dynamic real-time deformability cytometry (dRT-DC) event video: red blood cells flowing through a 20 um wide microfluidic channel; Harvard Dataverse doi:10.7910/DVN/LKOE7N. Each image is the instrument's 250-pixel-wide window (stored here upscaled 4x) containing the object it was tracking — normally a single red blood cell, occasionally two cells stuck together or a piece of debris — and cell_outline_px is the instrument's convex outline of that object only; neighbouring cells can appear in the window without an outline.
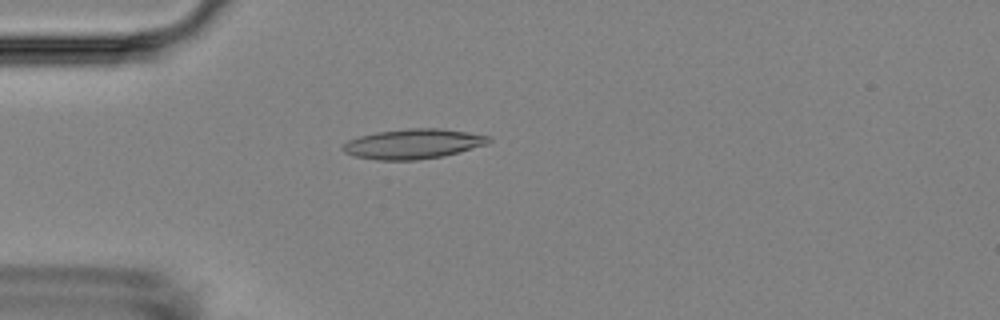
{"species": "Egyptian fruit bat (a non-hibernating species)", "species_latin": "Rousettus aegyptiacus", "temperature_condition": "room temperature", "stored_images_in_passage": 42, "camera_frame_rate_fps": 3000, "um_per_image_px": 0.085, "animal": {"sex": "female"}, "frame": {"image": 1, "passage_image": 2, "time_ms": 0.333, "image_size_px": [1000, 320], "cell_outline_px": [[492, 140], [488, 144], [460, 152], [444, 156], [416, 160], [380, 160], [356, 156], [344, 152], [340, 148], [348, 140], [360, 136], [376, 132], [408, 128], [440, 128], [468, 132], [488, 136]], "centroid_in_image_um": [35.14, 12.23], "position_along_channel_um": 49.9, "area_um2": 25.43}}
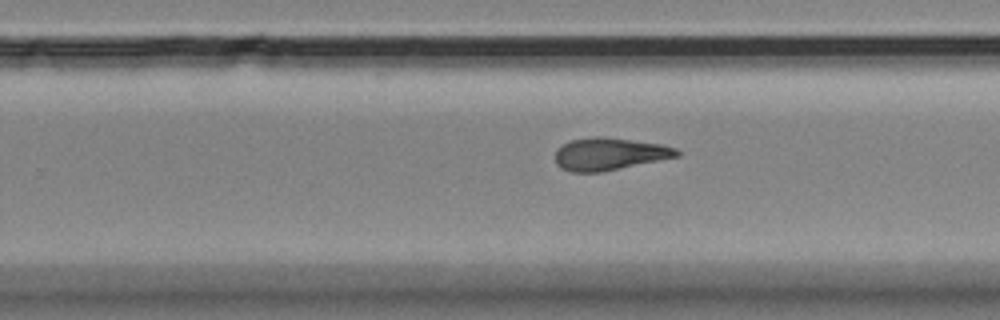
{"frame": {"image": 2, "passage_image": 22, "time_ms": 7.0, "image_size_px": [1000, 320], "cell_outline_px": [[680, 156], [600, 172], [572, 172], [560, 168], [556, 164], [556, 148], [568, 140], [592, 136], [604, 136], [660, 144], [676, 148], [680, 152]], "centroid_in_image_um": [51.76, 13.07], "position_along_channel_um": 278.0, "area_um2": 23.06}}
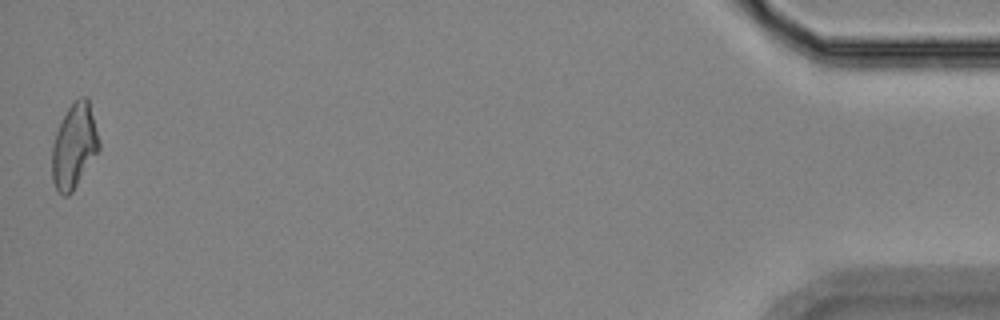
{"frame": {"image": 3, "passage_image": 42, "time_ms": 13.667, "image_size_px": [1000, 320], "cell_outline_px": [[100, 148], [72, 192], [68, 196], [64, 196], [56, 188], [52, 180], [52, 144], [56, 132], [68, 108], [80, 96], [88, 96], [100, 140]], "centroid_in_image_um": [6.31, 12.4], "position_along_channel_um": 428.9, "area_um2": 23.06}, "authors_computed_cell_mechanics": {"area_um2": 23.0622, "velocity_mm_per_s": 3.5899, "shape_relaxation_time_tau1_ms": null, "shape_relaxation_time_tau2_ms": 4.7905, "deformation_change_tau1": null, "deformation_change_tau2": 0.144}}